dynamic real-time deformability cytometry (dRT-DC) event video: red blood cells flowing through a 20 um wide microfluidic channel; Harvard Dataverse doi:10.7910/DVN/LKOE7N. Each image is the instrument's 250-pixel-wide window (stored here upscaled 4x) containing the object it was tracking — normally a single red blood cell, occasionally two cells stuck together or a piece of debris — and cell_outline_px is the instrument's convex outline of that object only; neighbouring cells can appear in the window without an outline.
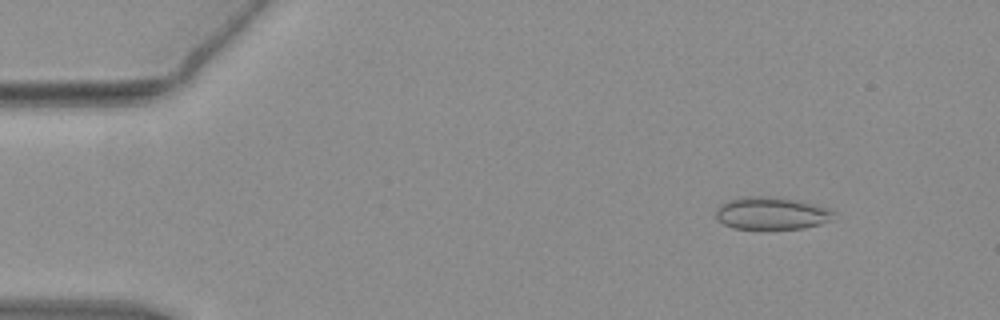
{"species": "common noctule bat (a hibernating species)", "species_latin": "Nyctalus noctula", "temperature_condition": "warm", "stored_images_in_passage": 54, "camera_frame_rate_fps": 3000, "um_per_image_px": 0.085, "animal": {"sex": "female", "body_mass_g": 19.3, "forearm_length_mm": 54.1}, "frame": {"image": 1, "passage_image": 6, "time_ms": 1.667, "image_size_px": [1000, 320], "cell_outline_px": [[836, 212], [828, 220], [820, 224], [804, 228], [732, 228], [724, 224], [716, 216], [716, 208], [720, 204], [728, 200], [740, 196], [772, 196], [796, 200], [828, 208]], "centroid_in_image_um": [65.53, 18.11], "position_along_channel_um": 19.5, "area_um2": 22.08}}
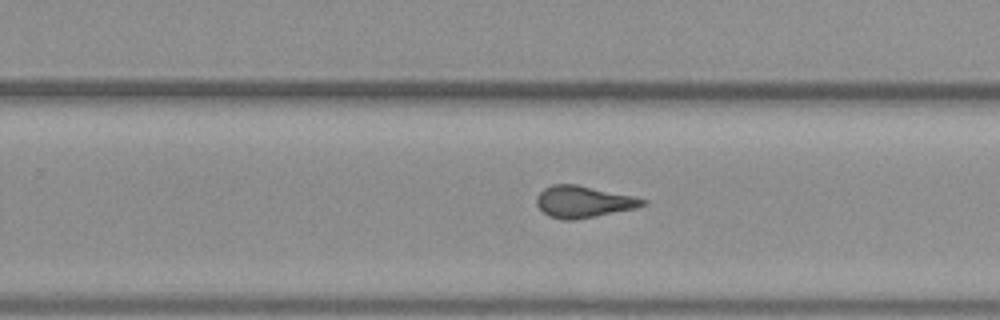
{"frame": {"image": 2, "passage_image": 34, "time_ms": 11.0, "image_size_px": [1000, 320], "cell_outline_px": [[648, 200], [644, 204], [636, 208], [596, 216], [572, 220], [564, 220], [548, 216], [536, 204], [536, 196], [544, 188], [552, 184], [576, 184], [632, 196]], "centroid_in_image_um": [49.55, 17.15], "position_along_channel_um": 280.3, "area_um2": 19.42}}
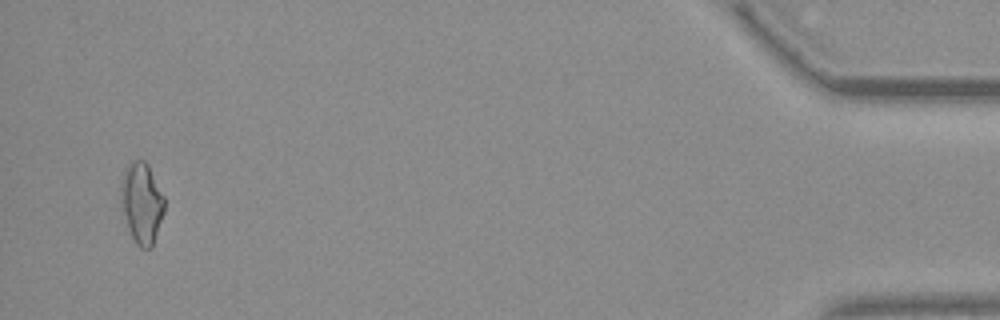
{"frame": {"image": 3, "passage_image": 52, "time_ms": 17.0, "image_size_px": [1000, 320], "cell_outline_px": [[164, 212], [152, 248], [140, 248], [136, 244], [128, 228], [120, 204], [120, 184], [124, 168], [132, 160], [144, 160], [148, 164], [164, 196]], "centroid_in_image_um": [12.03, 17.23], "position_along_channel_um": 423.2, "area_um2": 20.75}, "authors_computed_cell_mechanics": {"area_um2": 19.8543, "velocity_mm_per_s": 3.8136, "shape_relaxation_time_tau1_ms": null, "shape_relaxation_time_tau2_ms": 1.0861, "deformation_change_tau1": null, "deformation_change_tau2": 0.0694}}